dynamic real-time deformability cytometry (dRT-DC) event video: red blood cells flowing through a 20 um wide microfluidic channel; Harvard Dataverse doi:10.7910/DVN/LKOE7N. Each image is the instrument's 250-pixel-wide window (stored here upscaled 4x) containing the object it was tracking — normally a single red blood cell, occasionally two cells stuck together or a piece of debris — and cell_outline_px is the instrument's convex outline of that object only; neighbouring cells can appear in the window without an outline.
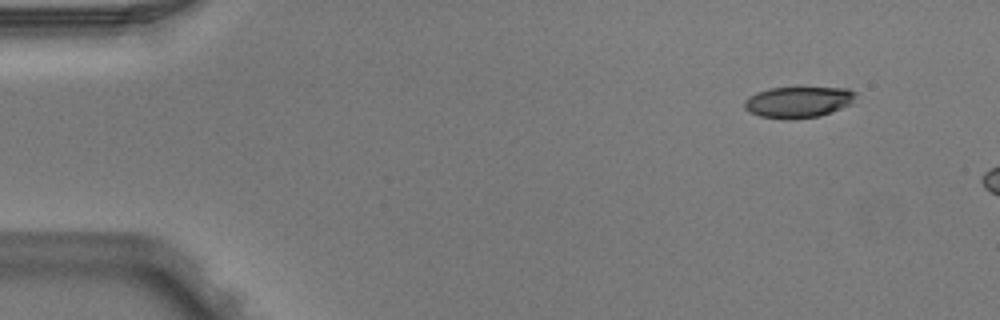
{"species": "Egyptian fruit bat (a non-hibernating species)", "species_latin": "Rousettus aegyptiacus", "temperature_condition": "warm", "stored_images_in_passage": 3, "camera_frame_rate_fps": 3000, "um_per_image_px": 0.085, "animal": {"sex": "male"}, "frame": {"image": 1, "passage_image": 1, "time_ms": 0.0, "image_size_px": [1000, 320], "cell_outline_px": [[856, 96], [852, 104], [832, 112], [820, 116], [760, 116], [748, 112], [744, 108], [744, 100], [748, 96], [756, 92], [768, 88], [848, 88], [856, 92]], "centroid_in_image_um": [67.87, 8.63], "position_along_channel_um": 17.1, "area_um2": 19.59}}